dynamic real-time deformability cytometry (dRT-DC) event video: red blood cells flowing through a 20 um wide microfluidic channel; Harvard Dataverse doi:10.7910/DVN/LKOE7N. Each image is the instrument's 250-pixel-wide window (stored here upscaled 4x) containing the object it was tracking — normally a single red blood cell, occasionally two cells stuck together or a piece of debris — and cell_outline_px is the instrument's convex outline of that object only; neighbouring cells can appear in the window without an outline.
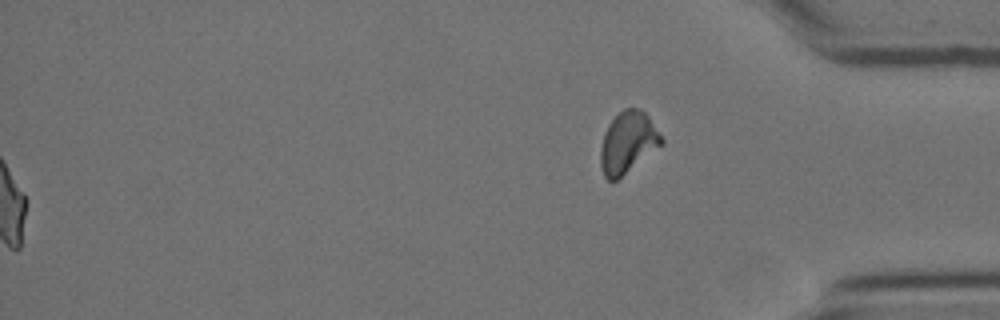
{"species": "Egyptian fruit bat (a non-hibernating species)", "species_latin": "Rousettus aegyptiacus", "temperature_condition": "cold", "stored_images_in_passage": 59, "segment_of_instrument_passage": [2, 2], "camera_frame_rate_fps": 3000, "um_per_image_px": 0.085, "animal": {"sex": "female"}, "frame": {"image": 1, "passage_image": 59, "time_ms": 19.333, "image_size_px": [1000, 320], "cell_outline_px": [[664, 144], [616, 180], [608, 180], [604, 176], [600, 164], [600, 148], [604, 132], [608, 124], [624, 108], [640, 108], [648, 116], [664, 140]], "centroid_in_image_um": [53.36, 12.11], "position_along_channel_um": 381.8, "area_um2": 21.73}}